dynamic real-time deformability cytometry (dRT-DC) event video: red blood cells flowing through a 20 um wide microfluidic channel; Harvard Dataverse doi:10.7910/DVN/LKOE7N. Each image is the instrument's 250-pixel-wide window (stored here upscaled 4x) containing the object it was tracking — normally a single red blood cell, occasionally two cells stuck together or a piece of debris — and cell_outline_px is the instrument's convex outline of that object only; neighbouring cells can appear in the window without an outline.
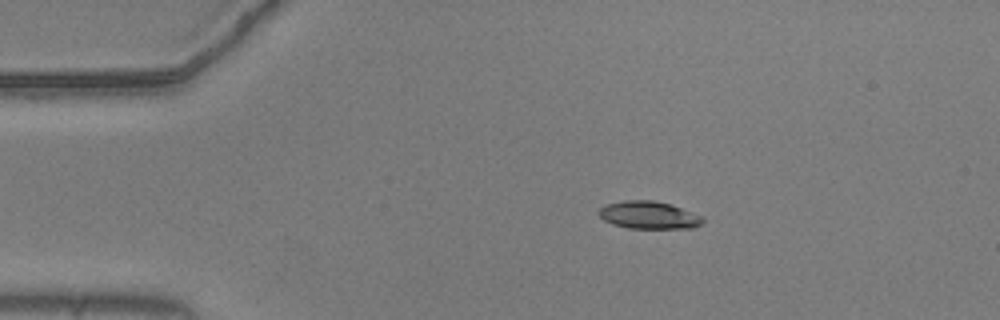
{"species": "common noctule bat (a hibernating species)", "species_latin": "Nyctalus noctula", "temperature_condition": "warm", "stored_images_in_passage": 2, "camera_frame_rate_fps": 3000, "um_per_image_px": 0.085, "animal": {"sex": "male", "body_mass_g": 20.5, "forearm_length_mm": 52.5}, "frame": {"image": 1, "passage_image": 1, "time_ms": 0.0, "image_size_px": [1000, 320], "cell_outline_px": [[704, 220], [700, 224], [692, 228], [628, 228], [612, 224], [604, 220], [600, 216], [600, 208], [608, 204], [624, 200], [652, 200], [668, 204], [704, 216]], "centroid_in_image_um": [55.16, 18.29], "position_along_channel_um": 29.8, "area_um2": 16.47}}